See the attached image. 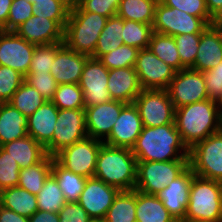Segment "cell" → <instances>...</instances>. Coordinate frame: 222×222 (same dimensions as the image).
<instances>
[{"mask_svg":"<svg viewBox=\"0 0 222 222\" xmlns=\"http://www.w3.org/2000/svg\"><path fill=\"white\" fill-rule=\"evenodd\" d=\"M131 151L137 161L189 160V149L175 124L143 127Z\"/></svg>","mask_w":222,"mask_h":222,"instance_id":"6da1fadb","label":"cell"},{"mask_svg":"<svg viewBox=\"0 0 222 222\" xmlns=\"http://www.w3.org/2000/svg\"><path fill=\"white\" fill-rule=\"evenodd\" d=\"M174 123L184 144L191 149L222 130V107L209 99L175 109Z\"/></svg>","mask_w":222,"mask_h":222,"instance_id":"7a4b0ae2","label":"cell"},{"mask_svg":"<svg viewBox=\"0 0 222 222\" xmlns=\"http://www.w3.org/2000/svg\"><path fill=\"white\" fill-rule=\"evenodd\" d=\"M137 160L131 149L102 143L97 156L94 177L120 191L135 189Z\"/></svg>","mask_w":222,"mask_h":222,"instance_id":"3957f363","label":"cell"},{"mask_svg":"<svg viewBox=\"0 0 222 222\" xmlns=\"http://www.w3.org/2000/svg\"><path fill=\"white\" fill-rule=\"evenodd\" d=\"M107 17L82 11L74 2L64 27L63 43L71 50L92 57Z\"/></svg>","mask_w":222,"mask_h":222,"instance_id":"277c9868","label":"cell"},{"mask_svg":"<svg viewBox=\"0 0 222 222\" xmlns=\"http://www.w3.org/2000/svg\"><path fill=\"white\" fill-rule=\"evenodd\" d=\"M220 219H222V198L219 182L194 175L182 222Z\"/></svg>","mask_w":222,"mask_h":222,"instance_id":"5b68a950","label":"cell"},{"mask_svg":"<svg viewBox=\"0 0 222 222\" xmlns=\"http://www.w3.org/2000/svg\"><path fill=\"white\" fill-rule=\"evenodd\" d=\"M189 167V160L137 161L135 189L157 195Z\"/></svg>","mask_w":222,"mask_h":222,"instance_id":"8992f818","label":"cell"},{"mask_svg":"<svg viewBox=\"0 0 222 222\" xmlns=\"http://www.w3.org/2000/svg\"><path fill=\"white\" fill-rule=\"evenodd\" d=\"M189 167L199 177L218 182L222 179V130L189 149Z\"/></svg>","mask_w":222,"mask_h":222,"instance_id":"52a82bcc","label":"cell"},{"mask_svg":"<svg viewBox=\"0 0 222 222\" xmlns=\"http://www.w3.org/2000/svg\"><path fill=\"white\" fill-rule=\"evenodd\" d=\"M133 103L144 127L175 124V107L167 90L143 89Z\"/></svg>","mask_w":222,"mask_h":222,"instance_id":"ba28073f","label":"cell"},{"mask_svg":"<svg viewBox=\"0 0 222 222\" xmlns=\"http://www.w3.org/2000/svg\"><path fill=\"white\" fill-rule=\"evenodd\" d=\"M103 141L86 137L58 152L54 159L65 169L86 178L94 177L98 152Z\"/></svg>","mask_w":222,"mask_h":222,"instance_id":"9c48e42d","label":"cell"},{"mask_svg":"<svg viewBox=\"0 0 222 222\" xmlns=\"http://www.w3.org/2000/svg\"><path fill=\"white\" fill-rule=\"evenodd\" d=\"M209 24L200 17L187 14L177 8L164 5L160 0L155 8L153 32L176 36L202 33Z\"/></svg>","mask_w":222,"mask_h":222,"instance_id":"30bf717a","label":"cell"},{"mask_svg":"<svg viewBox=\"0 0 222 222\" xmlns=\"http://www.w3.org/2000/svg\"><path fill=\"white\" fill-rule=\"evenodd\" d=\"M166 90L175 109L208 99L203 72L191 68L176 71Z\"/></svg>","mask_w":222,"mask_h":222,"instance_id":"8fae6325","label":"cell"},{"mask_svg":"<svg viewBox=\"0 0 222 222\" xmlns=\"http://www.w3.org/2000/svg\"><path fill=\"white\" fill-rule=\"evenodd\" d=\"M134 68L143 89L166 90L176 73L149 48L139 49Z\"/></svg>","mask_w":222,"mask_h":222,"instance_id":"7c38bea8","label":"cell"},{"mask_svg":"<svg viewBox=\"0 0 222 222\" xmlns=\"http://www.w3.org/2000/svg\"><path fill=\"white\" fill-rule=\"evenodd\" d=\"M86 137L85 109H59L52 138V157Z\"/></svg>","mask_w":222,"mask_h":222,"instance_id":"4fadbf2b","label":"cell"},{"mask_svg":"<svg viewBox=\"0 0 222 222\" xmlns=\"http://www.w3.org/2000/svg\"><path fill=\"white\" fill-rule=\"evenodd\" d=\"M108 76L109 70L98 59L90 57L87 60L79 83L85 108L112 100L107 88Z\"/></svg>","mask_w":222,"mask_h":222,"instance_id":"5bb4252c","label":"cell"},{"mask_svg":"<svg viewBox=\"0 0 222 222\" xmlns=\"http://www.w3.org/2000/svg\"><path fill=\"white\" fill-rule=\"evenodd\" d=\"M120 190L95 177L87 178L77 201L91 219L103 220Z\"/></svg>","mask_w":222,"mask_h":222,"instance_id":"9a60e30c","label":"cell"},{"mask_svg":"<svg viewBox=\"0 0 222 222\" xmlns=\"http://www.w3.org/2000/svg\"><path fill=\"white\" fill-rule=\"evenodd\" d=\"M34 49L35 45L14 31H5L0 36V65L10 67L25 77L30 69Z\"/></svg>","mask_w":222,"mask_h":222,"instance_id":"2e32d148","label":"cell"},{"mask_svg":"<svg viewBox=\"0 0 222 222\" xmlns=\"http://www.w3.org/2000/svg\"><path fill=\"white\" fill-rule=\"evenodd\" d=\"M66 22L33 15L14 32L35 46L55 44L63 42Z\"/></svg>","mask_w":222,"mask_h":222,"instance_id":"e0dca14e","label":"cell"},{"mask_svg":"<svg viewBox=\"0 0 222 222\" xmlns=\"http://www.w3.org/2000/svg\"><path fill=\"white\" fill-rule=\"evenodd\" d=\"M126 103L111 100L85 108L87 137L104 141L111 133Z\"/></svg>","mask_w":222,"mask_h":222,"instance_id":"ac0fdd59","label":"cell"},{"mask_svg":"<svg viewBox=\"0 0 222 222\" xmlns=\"http://www.w3.org/2000/svg\"><path fill=\"white\" fill-rule=\"evenodd\" d=\"M143 127L137 107L134 103L126 104L122 108L110 135L103 143L114 147L132 149Z\"/></svg>","mask_w":222,"mask_h":222,"instance_id":"d6986e66","label":"cell"},{"mask_svg":"<svg viewBox=\"0 0 222 222\" xmlns=\"http://www.w3.org/2000/svg\"><path fill=\"white\" fill-rule=\"evenodd\" d=\"M89 58L88 55L71 50L62 42L57 47L50 73L58 84H79Z\"/></svg>","mask_w":222,"mask_h":222,"instance_id":"ffe728a7","label":"cell"},{"mask_svg":"<svg viewBox=\"0 0 222 222\" xmlns=\"http://www.w3.org/2000/svg\"><path fill=\"white\" fill-rule=\"evenodd\" d=\"M58 110L51 100H47L28 117L27 134L40 143L49 156H52V138Z\"/></svg>","mask_w":222,"mask_h":222,"instance_id":"44dd1931","label":"cell"},{"mask_svg":"<svg viewBox=\"0 0 222 222\" xmlns=\"http://www.w3.org/2000/svg\"><path fill=\"white\" fill-rule=\"evenodd\" d=\"M194 173L188 167L180 176L169 183L157 196L177 222L185 218L189 189Z\"/></svg>","mask_w":222,"mask_h":222,"instance_id":"7402d4cb","label":"cell"},{"mask_svg":"<svg viewBox=\"0 0 222 222\" xmlns=\"http://www.w3.org/2000/svg\"><path fill=\"white\" fill-rule=\"evenodd\" d=\"M222 61V30L209 25L202 33L198 52L191 69L204 72L217 66Z\"/></svg>","mask_w":222,"mask_h":222,"instance_id":"603a6c76","label":"cell"},{"mask_svg":"<svg viewBox=\"0 0 222 222\" xmlns=\"http://www.w3.org/2000/svg\"><path fill=\"white\" fill-rule=\"evenodd\" d=\"M107 88L111 99L131 104L143 88L134 67L110 69Z\"/></svg>","mask_w":222,"mask_h":222,"instance_id":"cb8c5ba5","label":"cell"},{"mask_svg":"<svg viewBox=\"0 0 222 222\" xmlns=\"http://www.w3.org/2000/svg\"><path fill=\"white\" fill-rule=\"evenodd\" d=\"M27 127L28 117L8 102L0 103V146L28 135Z\"/></svg>","mask_w":222,"mask_h":222,"instance_id":"d4e9b609","label":"cell"},{"mask_svg":"<svg viewBox=\"0 0 222 222\" xmlns=\"http://www.w3.org/2000/svg\"><path fill=\"white\" fill-rule=\"evenodd\" d=\"M1 147L17 162L20 169L39 163L47 155L45 148L29 135Z\"/></svg>","mask_w":222,"mask_h":222,"instance_id":"484cf974","label":"cell"},{"mask_svg":"<svg viewBox=\"0 0 222 222\" xmlns=\"http://www.w3.org/2000/svg\"><path fill=\"white\" fill-rule=\"evenodd\" d=\"M137 222H177L157 195L136 190Z\"/></svg>","mask_w":222,"mask_h":222,"instance_id":"4316f807","label":"cell"},{"mask_svg":"<svg viewBox=\"0 0 222 222\" xmlns=\"http://www.w3.org/2000/svg\"><path fill=\"white\" fill-rule=\"evenodd\" d=\"M0 205L27 218L38 210L37 196L18 186L2 190Z\"/></svg>","mask_w":222,"mask_h":222,"instance_id":"83f0119b","label":"cell"},{"mask_svg":"<svg viewBox=\"0 0 222 222\" xmlns=\"http://www.w3.org/2000/svg\"><path fill=\"white\" fill-rule=\"evenodd\" d=\"M53 159L47 154L39 163L20 169L18 187L37 195L52 172Z\"/></svg>","mask_w":222,"mask_h":222,"instance_id":"f1b7e54d","label":"cell"},{"mask_svg":"<svg viewBox=\"0 0 222 222\" xmlns=\"http://www.w3.org/2000/svg\"><path fill=\"white\" fill-rule=\"evenodd\" d=\"M64 194L66 202H77L87 178L62 167L55 159L52 161V172Z\"/></svg>","mask_w":222,"mask_h":222,"instance_id":"f546056e","label":"cell"},{"mask_svg":"<svg viewBox=\"0 0 222 222\" xmlns=\"http://www.w3.org/2000/svg\"><path fill=\"white\" fill-rule=\"evenodd\" d=\"M159 0H121L117 16L123 20H132L153 25L155 8Z\"/></svg>","mask_w":222,"mask_h":222,"instance_id":"4dcf8cb0","label":"cell"},{"mask_svg":"<svg viewBox=\"0 0 222 222\" xmlns=\"http://www.w3.org/2000/svg\"><path fill=\"white\" fill-rule=\"evenodd\" d=\"M104 222H137L136 189L120 191L108 209Z\"/></svg>","mask_w":222,"mask_h":222,"instance_id":"1f68e13d","label":"cell"},{"mask_svg":"<svg viewBox=\"0 0 222 222\" xmlns=\"http://www.w3.org/2000/svg\"><path fill=\"white\" fill-rule=\"evenodd\" d=\"M123 19L117 15L109 17L101 31L92 58L99 59L102 55L123 45Z\"/></svg>","mask_w":222,"mask_h":222,"instance_id":"d6a6232c","label":"cell"},{"mask_svg":"<svg viewBox=\"0 0 222 222\" xmlns=\"http://www.w3.org/2000/svg\"><path fill=\"white\" fill-rule=\"evenodd\" d=\"M148 48L162 61L173 67L176 71L185 69L181 63L177 45L173 36L153 32Z\"/></svg>","mask_w":222,"mask_h":222,"instance_id":"836d02e7","label":"cell"},{"mask_svg":"<svg viewBox=\"0 0 222 222\" xmlns=\"http://www.w3.org/2000/svg\"><path fill=\"white\" fill-rule=\"evenodd\" d=\"M47 100L25 81L8 101L24 116L29 117Z\"/></svg>","mask_w":222,"mask_h":222,"instance_id":"e575fe53","label":"cell"},{"mask_svg":"<svg viewBox=\"0 0 222 222\" xmlns=\"http://www.w3.org/2000/svg\"><path fill=\"white\" fill-rule=\"evenodd\" d=\"M36 196L38 210L59 213L66 203L64 194L52 174L45 180L42 189Z\"/></svg>","mask_w":222,"mask_h":222,"instance_id":"d590c367","label":"cell"},{"mask_svg":"<svg viewBox=\"0 0 222 222\" xmlns=\"http://www.w3.org/2000/svg\"><path fill=\"white\" fill-rule=\"evenodd\" d=\"M153 27L132 20H123L122 42L124 45L133 46L138 49L148 48Z\"/></svg>","mask_w":222,"mask_h":222,"instance_id":"8d00e7d4","label":"cell"},{"mask_svg":"<svg viewBox=\"0 0 222 222\" xmlns=\"http://www.w3.org/2000/svg\"><path fill=\"white\" fill-rule=\"evenodd\" d=\"M51 101L58 109H85L83 91L79 84H58Z\"/></svg>","mask_w":222,"mask_h":222,"instance_id":"74e56055","label":"cell"},{"mask_svg":"<svg viewBox=\"0 0 222 222\" xmlns=\"http://www.w3.org/2000/svg\"><path fill=\"white\" fill-rule=\"evenodd\" d=\"M139 49L122 45L111 52L102 55L98 60L108 69L134 67Z\"/></svg>","mask_w":222,"mask_h":222,"instance_id":"f35d334b","label":"cell"},{"mask_svg":"<svg viewBox=\"0 0 222 222\" xmlns=\"http://www.w3.org/2000/svg\"><path fill=\"white\" fill-rule=\"evenodd\" d=\"M173 37L177 45L181 63L186 68H191L196 59L201 33L180 34Z\"/></svg>","mask_w":222,"mask_h":222,"instance_id":"ab89813d","label":"cell"},{"mask_svg":"<svg viewBox=\"0 0 222 222\" xmlns=\"http://www.w3.org/2000/svg\"><path fill=\"white\" fill-rule=\"evenodd\" d=\"M61 43L62 42L35 46L28 73L50 72L52 67L51 65L53 64L55 54L57 52V47Z\"/></svg>","mask_w":222,"mask_h":222,"instance_id":"60d3db41","label":"cell"},{"mask_svg":"<svg viewBox=\"0 0 222 222\" xmlns=\"http://www.w3.org/2000/svg\"><path fill=\"white\" fill-rule=\"evenodd\" d=\"M24 80L25 77L16 70L0 65V103L8 102Z\"/></svg>","mask_w":222,"mask_h":222,"instance_id":"b9f144b4","label":"cell"},{"mask_svg":"<svg viewBox=\"0 0 222 222\" xmlns=\"http://www.w3.org/2000/svg\"><path fill=\"white\" fill-rule=\"evenodd\" d=\"M20 167L0 146V187L2 189L18 186Z\"/></svg>","mask_w":222,"mask_h":222,"instance_id":"7bdbcfd3","label":"cell"},{"mask_svg":"<svg viewBox=\"0 0 222 222\" xmlns=\"http://www.w3.org/2000/svg\"><path fill=\"white\" fill-rule=\"evenodd\" d=\"M33 4L28 0H12L4 31H14L33 16Z\"/></svg>","mask_w":222,"mask_h":222,"instance_id":"ee69618b","label":"cell"},{"mask_svg":"<svg viewBox=\"0 0 222 222\" xmlns=\"http://www.w3.org/2000/svg\"><path fill=\"white\" fill-rule=\"evenodd\" d=\"M26 83H28L46 99L52 100L55 91L57 90L58 83L50 72L46 73H28L25 76Z\"/></svg>","mask_w":222,"mask_h":222,"instance_id":"f6af8a7d","label":"cell"},{"mask_svg":"<svg viewBox=\"0 0 222 222\" xmlns=\"http://www.w3.org/2000/svg\"><path fill=\"white\" fill-rule=\"evenodd\" d=\"M203 75L208 99L222 107V61Z\"/></svg>","mask_w":222,"mask_h":222,"instance_id":"bcb514c9","label":"cell"},{"mask_svg":"<svg viewBox=\"0 0 222 222\" xmlns=\"http://www.w3.org/2000/svg\"><path fill=\"white\" fill-rule=\"evenodd\" d=\"M164 5L177 8L187 14L203 18L209 25L212 16L206 7L205 0H160Z\"/></svg>","mask_w":222,"mask_h":222,"instance_id":"7dc6e473","label":"cell"},{"mask_svg":"<svg viewBox=\"0 0 222 222\" xmlns=\"http://www.w3.org/2000/svg\"><path fill=\"white\" fill-rule=\"evenodd\" d=\"M72 2H53L33 4V15L42 16L54 21H67Z\"/></svg>","mask_w":222,"mask_h":222,"instance_id":"c3c4849f","label":"cell"},{"mask_svg":"<svg viewBox=\"0 0 222 222\" xmlns=\"http://www.w3.org/2000/svg\"><path fill=\"white\" fill-rule=\"evenodd\" d=\"M121 0H73V2L85 12H92L104 17H112L117 14Z\"/></svg>","mask_w":222,"mask_h":222,"instance_id":"681fc988","label":"cell"},{"mask_svg":"<svg viewBox=\"0 0 222 222\" xmlns=\"http://www.w3.org/2000/svg\"><path fill=\"white\" fill-rule=\"evenodd\" d=\"M58 216L59 222H88L91 219L78 202H66Z\"/></svg>","mask_w":222,"mask_h":222,"instance_id":"f907efd6","label":"cell"},{"mask_svg":"<svg viewBox=\"0 0 222 222\" xmlns=\"http://www.w3.org/2000/svg\"><path fill=\"white\" fill-rule=\"evenodd\" d=\"M29 222H59L58 213L37 210L29 218Z\"/></svg>","mask_w":222,"mask_h":222,"instance_id":"816d5d0a","label":"cell"},{"mask_svg":"<svg viewBox=\"0 0 222 222\" xmlns=\"http://www.w3.org/2000/svg\"><path fill=\"white\" fill-rule=\"evenodd\" d=\"M0 222H29V219L0 205Z\"/></svg>","mask_w":222,"mask_h":222,"instance_id":"f5cc1de1","label":"cell"},{"mask_svg":"<svg viewBox=\"0 0 222 222\" xmlns=\"http://www.w3.org/2000/svg\"><path fill=\"white\" fill-rule=\"evenodd\" d=\"M12 0H0V25L5 27Z\"/></svg>","mask_w":222,"mask_h":222,"instance_id":"db71d44e","label":"cell"},{"mask_svg":"<svg viewBox=\"0 0 222 222\" xmlns=\"http://www.w3.org/2000/svg\"><path fill=\"white\" fill-rule=\"evenodd\" d=\"M207 10L213 16L222 5V0H205Z\"/></svg>","mask_w":222,"mask_h":222,"instance_id":"11a10c76","label":"cell"},{"mask_svg":"<svg viewBox=\"0 0 222 222\" xmlns=\"http://www.w3.org/2000/svg\"><path fill=\"white\" fill-rule=\"evenodd\" d=\"M221 24H222V5L219 8V10H217L216 13L212 16L210 25L219 27Z\"/></svg>","mask_w":222,"mask_h":222,"instance_id":"9f6ffc18","label":"cell"},{"mask_svg":"<svg viewBox=\"0 0 222 222\" xmlns=\"http://www.w3.org/2000/svg\"><path fill=\"white\" fill-rule=\"evenodd\" d=\"M32 4H45L53 2H73V0H28Z\"/></svg>","mask_w":222,"mask_h":222,"instance_id":"6f0895ef","label":"cell"},{"mask_svg":"<svg viewBox=\"0 0 222 222\" xmlns=\"http://www.w3.org/2000/svg\"><path fill=\"white\" fill-rule=\"evenodd\" d=\"M88 222H104V220H101V219H90Z\"/></svg>","mask_w":222,"mask_h":222,"instance_id":"680465c9","label":"cell"},{"mask_svg":"<svg viewBox=\"0 0 222 222\" xmlns=\"http://www.w3.org/2000/svg\"><path fill=\"white\" fill-rule=\"evenodd\" d=\"M195 222H222V219H220V220H214V221H208V220H206V221H195Z\"/></svg>","mask_w":222,"mask_h":222,"instance_id":"91938a15","label":"cell"},{"mask_svg":"<svg viewBox=\"0 0 222 222\" xmlns=\"http://www.w3.org/2000/svg\"><path fill=\"white\" fill-rule=\"evenodd\" d=\"M4 27L0 25V36L4 33Z\"/></svg>","mask_w":222,"mask_h":222,"instance_id":"94428289","label":"cell"},{"mask_svg":"<svg viewBox=\"0 0 222 222\" xmlns=\"http://www.w3.org/2000/svg\"><path fill=\"white\" fill-rule=\"evenodd\" d=\"M220 189H221V198H222V179L219 181Z\"/></svg>","mask_w":222,"mask_h":222,"instance_id":"6125c7cd","label":"cell"},{"mask_svg":"<svg viewBox=\"0 0 222 222\" xmlns=\"http://www.w3.org/2000/svg\"><path fill=\"white\" fill-rule=\"evenodd\" d=\"M2 188L0 187V204H1V200H2Z\"/></svg>","mask_w":222,"mask_h":222,"instance_id":"be15d7a7","label":"cell"}]
</instances>
